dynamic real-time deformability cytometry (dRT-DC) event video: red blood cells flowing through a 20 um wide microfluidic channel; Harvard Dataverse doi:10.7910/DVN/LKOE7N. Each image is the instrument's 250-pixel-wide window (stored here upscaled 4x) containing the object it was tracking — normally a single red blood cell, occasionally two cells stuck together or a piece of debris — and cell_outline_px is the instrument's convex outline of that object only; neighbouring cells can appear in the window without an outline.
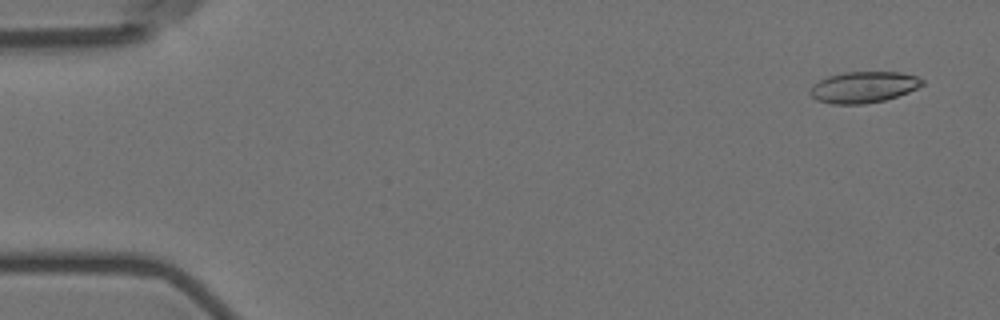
{"species": "Egyptian fruit bat (a non-hibernating species)", "species_latin": "Rousettus aegyptiacus", "temperature_condition": "room temperature", "stored_images_in_passage": 5, "camera_frame_rate_fps": 3000, "um_per_image_px": 0.085, "animal": {"sex": "female"}, "frame": {"image": 1, "passage_image": 1, "time_ms": 0.0, "image_size_px": [1000, 320], "cell_outline_px": [[924, 84], [908, 92], [884, 100], [864, 104], [832, 104], [816, 100], [808, 92], [812, 84], [828, 76], [844, 72], [900, 72], [916, 76], [924, 80]], "centroid_in_image_um": [73.37, 7.4], "position_along_channel_um": 11.6, "area_um2": 20.4}}
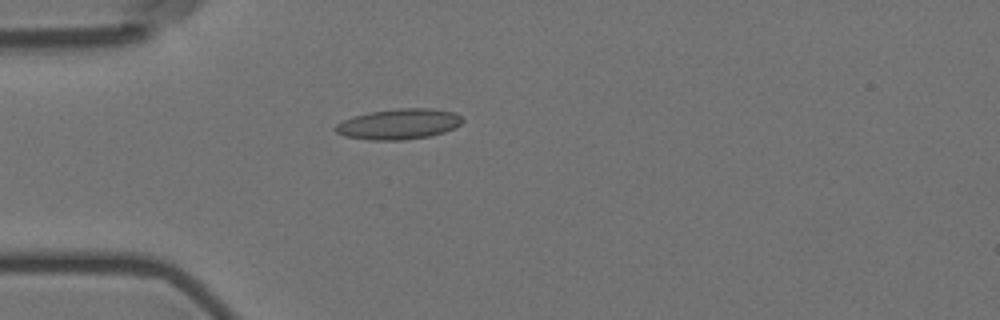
{"frame": {"image": 2, "passage_image": 4, "time_ms": 4.333, "image_size_px": [1000, 320], "cell_outline_px": [[464, 120], [460, 124], [444, 132], [428, 136], [404, 140], [372, 140], [344, 136], [336, 132], [332, 128], [336, 124], [352, 116], [368, 112], [396, 108], [432, 108], [456, 112]], "centroid_in_image_um": [33.87, 10.53], "position_along_channel_um": 51.1, "area_um2": 22.72}}